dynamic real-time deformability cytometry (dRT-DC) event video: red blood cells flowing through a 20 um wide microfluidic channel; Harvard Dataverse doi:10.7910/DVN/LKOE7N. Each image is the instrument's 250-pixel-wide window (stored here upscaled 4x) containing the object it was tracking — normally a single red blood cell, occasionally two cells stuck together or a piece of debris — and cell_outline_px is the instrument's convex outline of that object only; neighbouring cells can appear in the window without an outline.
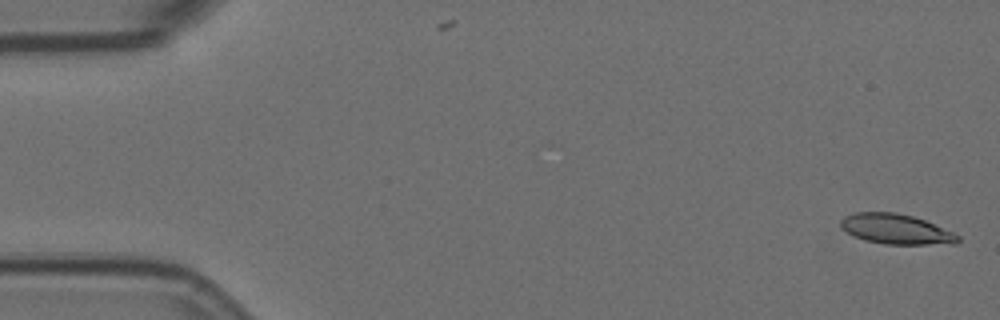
{"species": "Egyptian fruit bat (a non-hibernating species)", "species_latin": "Rousettus aegyptiacus", "temperature_condition": "room temperature", "stored_images_in_passage": 3, "camera_frame_rate_fps": 3000, "um_per_image_px": 0.085, "animal": {"sex": "female"}, "frame": {"image": 1, "passage_image": 1, "time_ms": 0.0, "image_size_px": [1000, 320], "cell_outline_px": [[960, 240], [956, 244], [884, 244], [864, 240], [852, 236], [840, 228], [840, 220], [844, 216], [856, 212], [896, 212], [912, 216], [924, 220], [952, 232], [960, 236]], "centroid_in_image_um": [76.12, 19.48], "position_along_channel_um": 8.9, "area_um2": 20.63}}